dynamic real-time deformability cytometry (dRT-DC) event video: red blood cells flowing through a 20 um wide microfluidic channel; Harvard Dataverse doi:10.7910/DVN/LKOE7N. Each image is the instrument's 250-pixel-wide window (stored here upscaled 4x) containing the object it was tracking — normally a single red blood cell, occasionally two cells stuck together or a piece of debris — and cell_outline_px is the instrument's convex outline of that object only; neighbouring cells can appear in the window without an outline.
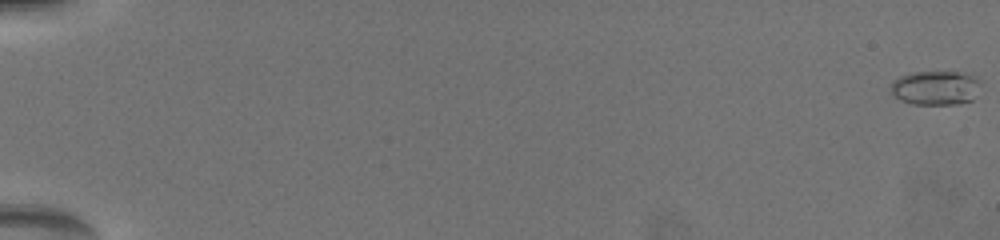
{"species": "common noctule bat (a hibernating species)", "species_latin": "Nyctalus noctula", "temperature_condition": "warm", "stored_images_in_passage": 30, "camera_frame_rate_fps": 3000, "um_per_image_px": 0.085, "animal": {"sex": "female", "body_mass_g": 19.5, "forearm_length_mm": 54.1}, "frame": {"image": 1, "passage_image": 1, "time_ms": 0.0, "image_size_px": [1000, 240], "cell_outline_px": [[976, 80], [972, 100], [952, 104], [912, 104], [900, 100], [892, 92], [892, 84], [900, 76], [912, 72], [956, 72], [972, 76]], "centroid_in_image_um": [79.42, 7.47], "position_along_channel_um": 5.6, "area_um2": 17.05}}
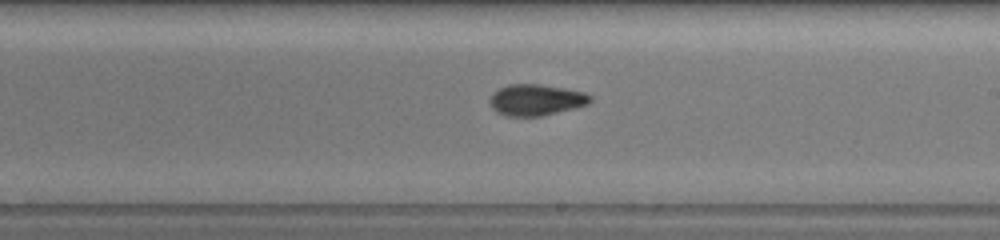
{"frame": {"image": 2, "passage_image": 19, "time_ms": 12.0, "image_size_px": [1000, 240], "cell_outline_px": [[592, 100], [588, 104], [576, 108], [540, 116], [508, 116], [492, 108], [488, 100], [500, 88], [508, 84], [540, 84], [564, 88], [584, 92], [592, 96]], "centroid_in_image_um": [45.6, 8.48], "position_along_channel_um": 243.4, "area_um2": 18.15}}
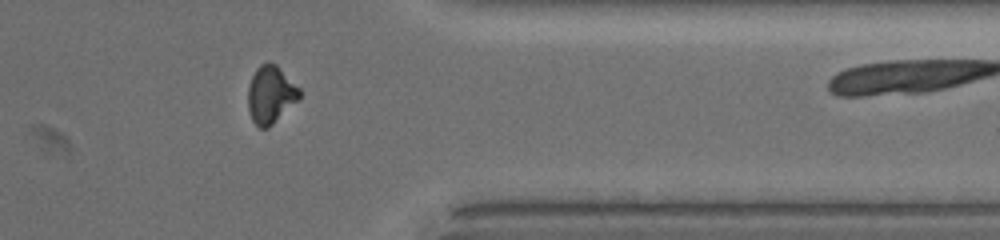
{"frame": {"image": 3, "passage_image": 29, "time_ms": 16.0, "image_size_px": [1000, 240], "cell_outline_px": [[300, 96], [268, 128], [260, 128], [252, 120], [248, 108], [248, 88], [252, 76], [256, 68], [260, 64], [276, 64], [300, 88]], "centroid_in_image_um": [22.98, 8.03], "position_along_channel_um": 388.4, "area_um2": 16.82}}